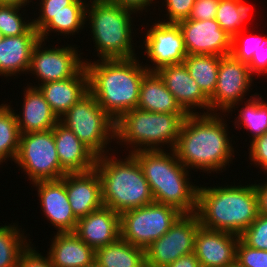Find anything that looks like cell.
<instances>
[{"label": "cell", "instance_id": "cell-1", "mask_svg": "<svg viewBox=\"0 0 267 267\" xmlns=\"http://www.w3.org/2000/svg\"><path fill=\"white\" fill-rule=\"evenodd\" d=\"M219 113L188 115L183 120L172 150L187 169L218 173L231 164L234 146L228 135V124L222 118L224 114Z\"/></svg>", "mask_w": 267, "mask_h": 267}, {"label": "cell", "instance_id": "cell-2", "mask_svg": "<svg viewBox=\"0 0 267 267\" xmlns=\"http://www.w3.org/2000/svg\"><path fill=\"white\" fill-rule=\"evenodd\" d=\"M139 61V57L84 61L89 92L115 122L137 108L140 84L148 72Z\"/></svg>", "mask_w": 267, "mask_h": 267}, {"label": "cell", "instance_id": "cell-3", "mask_svg": "<svg viewBox=\"0 0 267 267\" xmlns=\"http://www.w3.org/2000/svg\"><path fill=\"white\" fill-rule=\"evenodd\" d=\"M195 213L204 228L241 235L258 216L254 184L198 186Z\"/></svg>", "mask_w": 267, "mask_h": 267}, {"label": "cell", "instance_id": "cell-4", "mask_svg": "<svg viewBox=\"0 0 267 267\" xmlns=\"http://www.w3.org/2000/svg\"><path fill=\"white\" fill-rule=\"evenodd\" d=\"M166 151H136L132 155L142 168L154 202L172 206L183 214L195 213L198 186L190 182V171L174 151Z\"/></svg>", "mask_w": 267, "mask_h": 267}, {"label": "cell", "instance_id": "cell-5", "mask_svg": "<svg viewBox=\"0 0 267 267\" xmlns=\"http://www.w3.org/2000/svg\"><path fill=\"white\" fill-rule=\"evenodd\" d=\"M95 169L101 180L103 206L121 214L154 202L142 168L132 154L124 159L110 153L98 156Z\"/></svg>", "mask_w": 267, "mask_h": 267}, {"label": "cell", "instance_id": "cell-6", "mask_svg": "<svg viewBox=\"0 0 267 267\" xmlns=\"http://www.w3.org/2000/svg\"><path fill=\"white\" fill-rule=\"evenodd\" d=\"M89 2L86 5L85 21L90 25L88 28L93 34L94 49L100 60L135 58L137 55L132 43L134 24L131 17L135 12L109 0Z\"/></svg>", "mask_w": 267, "mask_h": 267}, {"label": "cell", "instance_id": "cell-7", "mask_svg": "<svg viewBox=\"0 0 267 267\" xmlns=\"http://www.w3.org/2000/svg\"><path fill=\"white\" fill-rule=\"evenodd\" d=\"M187 116L188 114L155 113L135 108L116 121L115 143L128 145L127 148H131L129 154L165 150V145H169L168 148L172 150Z\"/></svg>", "mask_w": 267, "mask_h": 267}, {"label": "cell", "instance_id": "cell-8", "mask_svg": "<svg viewBox=\"0 0 267 267\" xmlns=\"http://www.w3.org/2000/svg\"><path fill=\"white\" fill-rule=\"evenodd\" d=\"M59 121L97 156L109 154L107 146L115 141L116 122L89 91Z\"/></svg>", "mask_w": 267, "mask_h": 267}, {"label": "cell", "instance_id": "cell-9", "mask_svg": "<svg viewBox=\"0 0 267 267\" xmlns=\"http://www.w3.org/2000/svg\"><path fill=\"white\" fill-rule=\"evenodd\" d=\"M176 208L153 202L120 214L121 238L146 249L163 236L182 215Z\"/></svg>", "mask_w": 267, "mask_h": 267}, {"label": "cell", "instance_id": "cell-10", "mask_svg": "<svg viewBox=\"0 0 267 267\" xmlns=\"http://www.w3.org/2000/svg\"><path fill=\"white\" fill-rule=\"evenodd\" d=\"M14 163L29 176L31 184L37 181L59 180L67 173L60 165L53 129L20 134Z\"/></svg>", "mask_w": 267, "mask_h": 267}, {"label": "cell", "instance_id": "cell-11", "mask_svg": "<svg viewBox=\"0 0 267 267\" xmlns=\"http://www.w3.org/2000/svg\"><path fill=\"white\" fill-rule=\"evenodd\" d=\"M200 226L196 213L182 214L163 236L145 249L146 264L167 267L179 257L193 253Z\"/></svg>", "mask_w": 267, "mask_h": 267}, {"label": "cell", "instance_id": "cell-12", "mask_svg": "<svg viewBox=\"0 0 267 267\" xmlns=\"http://www.w3.org/2000/svg\"><path fill=\"white\" fill-rule=\"evenodd\" d=\"M253 76L247 64L231 54L221 56L215 92L209 98L210 113H230L246 99L253 86ZM244 99V100H243ZM242 102V103H240Z\"/></svg>", "mask_w": 267, "mask_h": 267}, {"label": "cell", "instance_id": "cell-13", "mask_svg": "<svg viewBox=\"0 0 267 267\" xmlns=\"http://www.w3.org/2000/svg\"><path fill=\"white\" fill-rule=\"evenodd\" d=\"M43 42L44 40L40 39L34 46L28 71L38 78V82L41 80L37 86L71 78L85 66V59L81 60L75 45L43 49Z\"/></svg>", "mask_w": 267, "mask_h": 267}, {"label": "cell", "instance_id": "cell-14", "mask_svg": "<svg viewBox=\"0 0 267 267\" xmlns=\"http://www.w3.org/2000/svg\"><path fill=\"white\" fill-rule=\"evenodd\" d=\"M158 22V23H157ZM145 33V55L152 66L144 65L148 71H157L163 66L183 63L188 55L183 34L178 24L157 21Z\"/></svg>", "mask_w": 267, "mask_h": 267}, {"label": "cell", "instance_id": "cell-15", "mask_svg": "<svg viewBox=\"0 0 267 267\" xmlns=\"http://www.w3.org/2000/svg\"><path fill=\"white\" fill-rule=\"evenodd\" d=\"M177 24L183 34L188 55L225 56L230 54L232 37L220 28L215 19H186Z\"/></svg>", "mask_w": 267, "mask_h": 267}, {"label": "cell", "instance_id": "cell-16", "mask_svg": "<svg viewBox=\"0 0 267 267\" xmlns=\"http://www.w3.org/2000/svg\"><path fill=\"white\" fill-rule=\"evenodd\" d=\"M167 89L188 115L209 114L210 101L197 82L190 76L184 63L166 65L156 71ZM206 109V113L195 109Z\"/></svg>", "mask_w": 267, "mask_h": 267}, {"label": "cell", "instance_id": "cell-17", "mask_svg": "<svg viewBox=\"0 0 267 267\" xmlns=\"http://www.w3.org/2000/svg\"><path fill=\"white\" fill-rule=\"evenodd\" d=\"M239 235L199 227L194 253L201 267H231L236 262Z\"/></svg>", "mask_w": 267, "mask_h": 267}, {"label": "cell", "instance_id": "cell-18", "mask_svg": "<svg viewBox=\"0 0 267 267\" xmlns=\"http://www.w3.org/2000/svg\"><path fill=\"white\" fill-rule=\"evenodd\" d=\"M38 191L43 215L58 232H74L78 218L70 206L65 183L59 180L32 183Z\"/></svg>", "mask_w": 267, "mask_h": 267}, {"label": "cell", "instance_id": "cell-19", "mask_svg": "<svg viewBox=\"0 0 267 267\" xmlns=\"http://www.w3.org/2000/svg\"><path fill=\"white\" fill-rule=\"evenodd\" d=\"M61 180L78 219L103 206L101 180L95 168L87 172L66 173Z\"/></svg>", "mask_w": 267, "mask_h": 267}, {"label": "cell", "instance_id": "cell-20", "mask_svg": "<svg viewBox=\"0 0 267 267\" xmlns=\"http://www.w3.org/2000/svg\"><path fill=\"white\" fill-rule=\"evenodd\" d=\"M74 233L96 251L121 237L120 214L102 206L79 218Z\"/></svg>", "mask_w": 267, "mask_h": 267}, {"label": "cell", "instance_id": "cell-21", "mask_svg": "<svg viewBox=\"0 0 267 267\" xmlns=\"http://www.w3.org/2000/svg\"><path fill=\"white\" fill-rule=\"evenodd\" d=\"M53 135L60 165L67 173L95 168L98 156L60 121L53 128Z\"/></svg>", "mask_w": 267, "mask_h": 267}, {"label": "cell", "instance_id": "cell-22", "mask_svg": "<svg viewBox=\"0 0 267 267\" xmlns=\"http://www.w3.org/2000/svg\"><path fill=\"white\" fill-rule=\"evenodd\" d=\"M39 40V32L34 27L26 34L4 37L0 42V76L27 74L32 50Z\"/></svg>", "mask_w": 267, "mask_h": 267}, {"label": "cell", "instance_id": "cell-23", "mask_svg": "<svg viewBox=\"0 0 267 267\" xmlns=\"http://www.w3.org/2000/svg\"><path fill=\"white\" fill-rule=\"evenodd\" d=\"M22 113L15 112L20 134L34 133L53 129L59 122L43 93L33 84L24 89Z\"/></svg>", "mask_w": 267, "mask_h": 267}, {"label": "cell", "instance_id": "cell-24", "mask_svg": "<svg viewBox=\"0 0 267 267\" xmlns=\"http://www.w3.org/2000/svg\"><path fill=\"white\" fill-rule=\"evenodd\" d=\"M38 87L50 105L53 113L60 119L88 89V74L85 66L73 77L60 81L39 84Z\"/></svg>", "mask_w": 267, "mask_h": 267}, {"label": "cell", "instance_id": "cell-25", "mask_svg": "<svg viewBox=\"0 0 267 267\" xmlns=\"http://www.w3.org/2000/svg\"><path fill=\"white\" fill-rule=\"evenodd\" d=\"M87 0H75L69 10L59 12H40L39 17L32 19L33 27L39 32L42 40L48 39L49 32L59 35H74L84 28ZM79 30V31H78Z\"/></svg>", "mask_w": 267, "mask_h": 267}, {"label": "cell", "instance_id": "cell-26", "mask_svg": "<svg viewBox=\"0 0 267 267\" xmlns=\"http://www.w3.org/2000/svg\"><path fill=\"white\" fill-rule=\"evenodd\" d=\"M51 241L47 254L53 267H84L95 261L96 251L74 232H56Z\"/></svg>", "mask_w": 267, "mask_h": 267}, {"label": "cell", "instance_id": "cell-27", "mask_svg": "<svg viewBox=\"0 0 267 267\" xmlns=\"http://www.w3.org/2000/svg\"><path fill=\"white\" fill-rule=\"evenodd\" d=\"M139 93V109L155 113L187 114L156 71H148L143 76Z\"/></svg>", "mask_w": 267, "mask_h": 267}, {"label": "cell", "instance_id": "cell-28", "mask_svg": "<svg viewBox=\"0 0 267 267\" xmlns=\"http://www.w3.org/2000/svg\"><path fill=\"white\" fill-rule=\"evenodd\" d=\"M95 261L100 267H144L145 250L120 237L115 242L97 249Z\"/></svg>", "mask_w": 267, "mask_h": 267}, {"label": "cell", "instance_id": "cell-29", "mask_svg": "<svg viewBox=\"0 0 267 267\" xmlns=\"http://www.w3.org/2000/svg\"><path fill=\"white\" fill-rule=\"evenodd\" d=\"M220 59L221 56L199 54L187 55L183 60L188 73L208 98L216 89Z\"/></svg>", "mask_w": 267, "mask_h": 267}, {"label": "cell", "instance_id": "cell-30", "mask_svg": "<svg viewBox=\"0 0 267 267\" xmlns=\"http://www.w3.org/2000/svg\"><path fill=\"white\" fill-rule=\"evenodd\" d=\"M244 104L245 107L235 117L234 125L236 129L243 127L250 131L253 141L267 132V101L260 94L254 93Z\"/></svg>", "mask_w": 267, "mask_h": 267}, {"label": "cell", "instance_id": "cell-31", "mask_svg": "<svg viewBox=\"0 0 267 267\" xmlns=\"http://www.w3.org/2000/svg\"><path fill=\"white\" fill-rule=\"evenodd\" d=\"M15 110L8 104H0V159L14 161L20 142V131Z\"/></svg>", "mask_w": 267, "mask_h": 267}, {"label": "cell", "instance_id": "cell-32", "mask_svg": "<svg viewBox=\"0 0 267 267\" xmlns=\"http://www.w3.org/2000/svg\"><path fill=\"white\" fill-rule=\"evenodd\" d=\"M15 224L0 226V267H17L20 254L31 242Z\"/></svg>", "mask_w": 267, "mask_h": 267}, {"label": "cell", "instance_id": "cell-33", "mask_svg": "<svg viewBox=\"0 0 267 267\" xmlns=\"http://www.w3.org/2000/svg\"><path fill=\"white\" fill-rule=\"evenodd\" d=\"M246 0H220L215 20L220 28L233 37L238 34L245 23L251 6L244 2Z\"/></svg>", "mask_w": 267, "mask_h": 267}, {"label": "cell", "instance_id": "cell-34", "mask_svg": "<svg viewBox=\"0 0 267 267\" xmlns=\"http://www.w3.org/2000/svg\"><path fill=\"white\" fill-rule=\"evenodd\" d=\"M21 8L23 7L0 4V31L4 37L26 34L33 27L32 20L26 21L20 13Z\"/></svg>", "mask_w": 267, "mask_h": 267}, {"label": "cell", "instance_id": "cell-35", "mask_svg": "<svg viewBox=\"0 0 267 267\" xmlns=\"http://www.w3.org/2000/svg\"><path fill=\"white\" fill-rule=\"evenodd\" d=\"M243 32L244 30L232 37L230 54L242 63L248 64L265 37L255 34L245 37Z\"/></svg>", "mask_w": 267, "mask_h": 267}, {"label": "cell", "instance_id": "cell-36", "mask_svg": "<svg viewBox=\"0 0 267 267\" xmlns=\"http://www.w3.org/2000/svg\"><path fill=\"white\" fill-rule=\"evenodd\" d=\"M239 237L246 245L267 251V216L258 214Z\"/></svg>", "mask_w": 267, "mask_h": 267}, {"label": "cell", "instance_id": "cell-37", "mask_svg": "<svg viewBox=\"0 0 267 267\" xmlns=\"http://www.w3.org/2000/svg\"><path fill=\"white\" fill-rule=\"evenodd\" d=\"M236 263L242 267H267V251L252 248L239 238L236 247Z\"/></svg>", "mask_w": 267, "mask_h": 267}, {"label": "cell", "instance_id": "cell-38", "mask_svg": "<svg viewBox=\"0 0 267 267\" xmlns=\"http://www.w3.org/2000/svg\"><path fill=\"white\" fill-rule=\"evenodd\" d=\"M166 17L164 23H175L188 19L195 0H164ZM167 20V21H166Z\"/></svg>", "mask_w": 267, "mask_h": 267}, {"label": "cell", "instance_id": "cell-39", "mask_svg": "<svg viewBox=\"0 0 267 267\" xmlns=\"http://www.w3.org/2000/svg\"><path fill=\"white\" fill-rule=\"evenodd\" d=\"M31 243L20 254L17 267H53L49 255L44 257Z\"/></svg>", "mask_w": 267, "mask_h": 267}, {"label": "cell", "instance_id": "cell-40", "mask_svg": "<svg viewBox=\"0 0 267 267\" xmlns=\"http://www.w3.org/2000/svg\"><path fill=\"white\" fill-rule=\"evenodd\" d=\"M248 151L249 160L264 170L267 167V132L251 141Z\"/></svg>", "mask_w": 267, "mask_h": 267}, {"label": "cell", "instance_id": "cell-41", "mask_svg": "<svg viewBox=\"0 0 267 267\" xmlns=\"http://www.w3.org/2000/svg\"><path fill=\"white\" fill-rule=\"evenodd\" d=\"M219 2L220 0H195L188 19H215Z\"/></svg>", "mask_w": 267, "mask_h": 267}, {"label": "cell", "instance_id": "cell-42", "mask_svg": "<svg viewBox=\"0 0 267 267\" xmlns=\"http://www.w3.org/2000/svg\"><path fill=\"white\" fill-rule=\"evenodd\" d=\"M247 65L252 75L267 74V36L254 52L251 61Z\"/></svg>", "mask_w": 267, "mask_h": 267}, {"label": "cell", "instance_id": "cell-43", "mask_svg": "<svg viewBox=\"0 0 267 267\" xmlns=\"http://www.w3.org/2000/svg\"><path fill=\"white\" fill-rule=\"evenodd\" d=\"M40 1V0H39ZM75 0H41L40 1V12H59L63 10H69Z\"/></svg>", "mask_w": 267, "mask_h": 267}, {"label": "cell", "instance_id": "cell-44", "mask_svg": "<svg viewBox=\"0 0 267 267\" xmlns=\"http://www.w3.org/2000/svg\"><path fill=\"white\" fill-rule=\"evenodd\" d=\"M111 3L117 4L122 8H127L135 12V14L140 11L147 9V7L152 6L154 0H109Z\"/></svg>", "mask_w": 267, "mask_h": 267}, {"label": "cell", "instance_id": "cell-45", "mask_svg": "<svg viewBox=\"0 0 267 267\" xmlns=\"http://www.w3.org/2000/svg\"><path fill=\"white\" fill-rule=\"evenodd\" d=\"M255 183V191L257 195L258 214L267 216V182Z\"/></svg>", "mask_w": 267, "mask_h": 267}, {"label": "cell", "instance_id": "cell-46", "mask_svg": "<svg viewBox=\"0 0 267 267\" xmlns=\"http://www.w3.org/2000/svg\"><path fill=\"white\" fill-rule=\"evenodd\" d=\"M167 267H201V265L193 252L179 257L175 262L171 263Z\"/></svg>", "mask_w": 267, "mask_h": 267}, {"label": "cell", "instance_id": "cell-47", "mask_svg": "<svg viewBox=\"0 0 267 267\" xmlns=\"http://www.w3.org/2000/svg\"><path fill=\"white\" fill-rule=\"evenodd\" d=\"M32 1L31 0H0V4L17 5V6L24 7V6L29 5V3Z\"/></svg>", "mask_w": 267, "mask_h": 267}, {"label": "cell", "instance_id": "cell-48", "mask_svg": "<svg viewBox=\"0 0 267 267\" xmlns=\"http://www.w3.org/2000/svg\"><path fill=\"white\" fill-rule=\"evenodd\" d=\"M84 267H100V266H99V264L96 261H94L93 263H91L89 265H86Z\"/></svg>", "mask_w": 267, "mask_h": 267}, {"label": "cell", "instance_id": "cell-49", "mask_svg": "<svg viewBox=\"0 0 267 267\" xmlns=\"http://www.w3.org/2000/svg\"><path fill=\"white\" fill-rule=\"evenodd\" d=\"M4 39L3 33L0 31V42Z\"/></svg>", "mask_w": 267, "mask_h": 267}, {"label": "cell", "instance_id": "cell-50", "mask_svg": "<svg viewBox=\"0 0 267 267\" xmlns=\"http://www.w3.org/2000/svg\"><path fill=\"white\" fill-rule=\"evenodd\" d=\"M231 267H242L239 264H237L236 262L231 266Z\"/></svg>", "mask_w": 267, "mask_h": 267}, {"label": "cell", "instance_id": "cell-51", "mask_svg": "<svg viewBox=\"0 0 267 267\" xmlns=\"http://www.w3.org/2000/svg\"><path fill=\"white\" fill-rule=\"evenodd\" d=\"M264 172V174L266 173V175H267V167L263 170ZM265 179H267V178H265Z\"/></svg>", "mask_w": 267, "mask_h": 267}]
</instances>
